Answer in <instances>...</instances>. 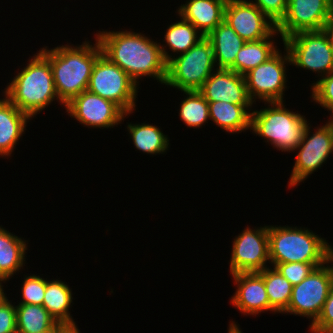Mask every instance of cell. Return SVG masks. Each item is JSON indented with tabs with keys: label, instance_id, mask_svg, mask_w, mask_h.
<instances>
[{
	"label": "cell",
	"instance_id": "cell-42",
	"mask_svg": "<svg viewBox=\"0 0 333 333\" xmlns=\"http://www.w3.org/2000/svg\"><path fill=\"white\" fill-rule=\"evenodd\" d=\"M327 1L329 3L330 7L333 9V0H327Z\"/></svg>",
	"mask_w": 333,
	"mask_h": 333
},
{
	"label": "cell",
	"instance_id": "cell-28",
	"mask_svg": "<svg viewBox=\"0 0 333 333\" xmlns=\"http://www.w3.org/2000/svg\"><path fill=\"white\" fill-rule=\"evenodd\" d=\"M180 18L181 21H177L168 26L164 35L166 45L171 51L176 52L177 54L180 53L179 55L187 52L205 37L193 24L184 20L182 17Z\"/></svg>",
	"mask_w": 333,
	"mask_h": 333
},
{
	"label": "cell",
	"instance_id": "cell-14",
	"mask_svg": "<svg viewBox=\"0 0 333 333\" xmlns=\"http://www.w3.org/2000/svg\"><path fill=\"white\" fill-rule=\"evenodd\" d=\"M332 13L327 0H288L286 13L276 29L282 40L299 32L322 30Z\"/></svg>",
	"mask_w": 333,
	"mask_h": 333
},
{
	"label": "cell",
	"instance_id": "cell-11",
	"mask_svg": "<svg viewBox=\"0 0 333 333\" xmlns=\"http://www.w3.org/2000/svg\"><path fill=\"white\" fill-rule=\"evenodd\" d=\"M309 133L310 126L308 124L300 144L295 149L299 151L289 179V187L293 188L307 179L310 174L324 164L333 152L330 118L325 125L318 127L313 134Z\"/></svg>",
	"mask_w": 333,
	"mask_h": 333
},
{
	"label": "cell",
	"instance_id": "cell-5",
	"mask_svg": "<svg viewBox=\"0 0 333 333\" xmlns=\"http://www.w3.org/2000/svg\"><path fill=\"white\" fill-rule=\"evenodd\" d=\"M251 113V129L279 151L292 152L300 144L308 122L305 116L285 108L283 102Z\"/></svg>",
	"mask_w": 333,
	"mask_h": 333
},
{
	"label": "cell",
	"instance_id": "cell-20",
	"mask_svg": "<svg viewBox=\"0 0 333 333\" xmlns=\"http://www.w3.org/2000/svg\"><path fill=\"white\" fill-rule=\"evenodd\" d=\"M206 38L212 45L217 69H230L237 53L246 42L224 20Z\"/></svg>",
	"mask_w": 333,
	"mask_h": 333
},
{
	"label": "cell",
	"instance_id": "cell-3",
	"mask_svg": "<svg viewBox=\"0 0 333 333\" xmlns=\"http://www.w3.org/2000/svg\"><path fill=\"white\" fill-rule=\"evenodd\" d=\"M37 54V55H36ZM29 59L3 93L20 111L31 118L59 100L49 60L39 51Z\"/></svg>",
	"mask_w": 333,
	"mask_h": 333
},
{
	"label": "cell",
	"instance_id": "cell-27",
	"mask_svg": "<svg viewBox=\"0 0 333 333\" xmlns=\"http://www.w3.org/2000/svg\"><path fill=\"white\" fill-rule=\"evenodd\" d=\"M127 129L131 134L134 146L137 150L147 154H163L168 150L169 139L167 135L151 124H128Z\"/></svg>",
	"mask_w": 333,
	"mask_h": 333
},
{
	"label": "cell",
	"instance_id": "cell-34",
	"mask_svg": "<svg viewBox=\"0 0 333 333\" xmlns=\"http://www.w3.org/2000/svg\"><path fill=\"white\" fill-rule=\"evenodd\" d=\"M288 0H255V4L276 25L282 20L287 10Z\"/></svg>",
	"mask_w": 333,
	"mask_h": 333
},
{
	"label": "cell",
	"instance_id": "cell-6",
	"mask_svg": "<svg viewBox=\"0 0 333 333\" xmlns=\"http://www.w3.org/2000/svg\"><path fill=\"white\" fill-rule=\"evenodd\" d=\"M173 57L167 63L165 85L179 91L199 90L215 71L213 48L206 37L187 52Z\"/></svg>",
	"mask_w": 333,
	"mask_h": 333
},
{
	"label": "cell",
	"instance_id": "cell-13",
	"mask_svg": "<svg viewBox=\"0 0 333 333\" xmlns=\"http://www.w3.org/2000/svg\"><path fill=\"white\" fill-rule=\"evenodd\" d=\"M66 112L84 126L113 128L133 112H124L113 101L102 98L88 90L73 98L65 105Z\"/></svg>",
	"mask_w": 333,
	"mask_h": 333
},
{
	"label": "cell",
	"instance_id": "cell-1",
	"mask_svg": "<svg viewBox=\"0 0 333 333\" xmlns=\"http://www.w3.org/2000/svg\"><path fill=\"white\" fill-rule=\"evenodd\" d=\"M96 38L102 54L124 70L137 85L142 76H153L165 84L167 63L173 57L157 41L131 31H100Z\"/></svg>",
	"mask_w": 333,
	"mask_h": 333
},
{
	"label": "cell",
	"instance_id": "cell-22",
	"mask_svg": "<svg viewBox=\"0 0 333 333\" xmlns=\"http://www.w3.org/2000/svg\"><path fill=\"white\" fill-rule=\"evenodd\" d=\"M72 290L61 280L47 281L43 306L49 314L62 326L77 327L70 315V305L73 302Z\"/></svg>",
	"mask_w": 333,
	"mask_h": 333
},
{
	"label": "cell",
	"instance_id": "cell-12",
	"mask_svg": "<svg viewBox=\"0 0 333 333\" xmlns=\"http://www.w3.org/2000/svg\"><path fill=\"white\" fill-rule=\"evenodd\" d=\"M269 258L268 226L246 227L233 241L230 274L260 272Z\"/></svg>",
	"mask_w": 333,
	"mask_h": 333
},
{
	"label": "cell",
	"instance_id": "cell-4",
	"mask_svg": "<svg viewBox=\"0 0 333 333\" xmlns=\"http://www.w3.org/2000/svg\"><path fill=\"white\" fill-rule=\"evenodd\" d=\"M309 229L289 226H268L269 258L277 263H327L333 257V248L324 238Z\"/></svg>",
	"mask_w": 333,
	"mask_h": 333
},
{
	"label": "cell",
	"instance_id": "cell-38",
	"mask_svg": "<svg viewBox=\"0 0 333 333\" xmlns=\"http://www.w3.org/2000/svg\"><path fill=\"white\" fill-rule=\"evenodd\" d=\"M5 281H7V280L0 279V304L7 299L6 293H4V290H3L4 288L2 285V282H5Z\"/></svg>",
	"mask_w": 333,
	"mask_h": 333
},
{
	"label": "cell",
	"instance_id": "cell-18",
	"mask_svg": "<svg viewBox=\"0 0 333 333\" xmlns=\"http://www.w3.org/2000/svg\"><path fill=\"white\" fill-rule=\"evenodd\" d=\"M227 0H189L178 8V15L207 36L224 20Z\"/></svg>",
	"mask_w": 333,
	"mask_h": 333
},
{
	"label": "cell",
	"instance_id": "cell-29",
	"mask_svg": "<svg viewBox=\"0 0 333 333\" xmlns=\"http://www.w3.org/2000/svg\"><path fill=\"white\" fill-rule=\"evenodd\" d=\"M182 92L187 97L180 104V119L187 127H201L206 121L210 120L208 101L198 90Z\"/></svg>",
	"mask_w": 333,
	"mask_h": 333
},
{
	"label": "cell",
	"instance_id": "cell-31",
	"mask_svg": "<svg viewBox=\"0 0 333 333\" xmlns=\"http://www.w3.org/2000/svg\"><path fill=\"white\" fill-rule=\"evenodd\" d=\"M326 263L289 262L277 263L274 268L280 272L293 286L301 283L315 267Z\"/></svg>",
	"mask_w": 333,
	"mask_h": 333
},
{
	"label": "cell",
	"instance_id": "cell-26",
	"mask_svg": "<svg viewBox=\"0 0 333 333\" xmlns=\"http://www.w3.org/2000/svg\"><path fill=\"white\" fill-rule=\"evenodd\" d=\"M257 273L264 279L270 311L283 313L290 303L293 285L274 267Z\"/></svg>",
	"mask_w": 333,
	"mask_h": 333
},
{
	"label": "cell",
	"instance_id": "cell-16",
	"mask_svg": "<svg viewBox=\"0 0 333 333\" xmlns=\"http://www.w3.org/2000/svg\"><path fill=\"white\" fill-rule=\"evenodd\" d=\"M215 70L198 90L208 102L223 101L236 105H253L243 75L230 69Z\"/></svg>",
	"mask_w": 333,
	"mask_h": 333
},
{
	"label": "cell",
	"instance_id": "cell-15",
	"mask_svg": "<svg viewBox=\"0 0 333 333\" xmlns=\"http://www.w3.org/2000/svg\"><path fill=\"white\" fill-rule=\"evenodd\" d=\"M224 21L245 41L262 40L277 30L276 24L250 0H227Z\"/></svg>",
	"mask_w": 333,
	"mask_h": 333
},
{
	"label": "cell",
	"instance_id": "cell-21",
	"mask_svg": "<svg viewBox=\"0 0 333 333\" xmlns=\"http://www.w3.org/2000/svg\"><path fill=\"white\" fill-rule=\"evenodd\" d=\"M208 106L210 120L226 132L234 134L251 129L252 112L250 111L252 105H236L223 101H215L208 102Z\"/></svg>",
	"mask_w": 333,
	"mask_h": 333
},
{
	"label": "cell",
	"instance_id": "cell-8",
	"mask_svg": "<svg viewBox=\"0 0 333 333\" xmlns=\"http://www.w3.org/2000/svg\"><path fill=\"white\" fill-rule=\"evenodd\" d=\"M291 64L320 74L333 72V46L327 32L303 31L283 39Z\"/></svg>",
	"mask_w": 333,
	"mask_h": 333
},
{
	"label": "cell",
	"instance_id": "cell-35",
	"mask_svg": "<svg viewBox=\"0 0 333 333\" xmlns=\"http://www.w3.org/2000/svg\"><path fill=\"white\" fill-rule=\"evenodd\" d=\"M0 333H17L16 306L8 299L0 304Z\"/></svg>",
	"mask_w": 333,
	"mask_h": 333
},
{
	"label": "cell",
	"instance_id": "cell-41",
	"mask_svg": "<svg viewBox=\"0 0 333 333\" xmlns=\"http://www.w3.org/2000/svg\"><path fill=\"white\" fill-rule=\"evenodd\" d=\"M330 131H331L332 145H333V116L330 118Z\"/></svg>",
	"mask_w": 333,
	"mask_h": 333
},
{
	"label": "cell",
	"instance_id": "cell-24",
	"mask_svg": "<svg viewBox=\"0 0 333 333\" xmlns=\"http://www.w3.org/2000/svg\"><path fill=\"white\" fill-rule=\"evenodd\" d=\"M278 34L280 33L276 30L271 36L262 40L246 41L237 53L234 65L230 70L245 75L251 69L266 62L279 50L271 41V38Z\"/></svg>",
	"mask_w": 333,
	"mask_h": 333
},
{
	"label": "cell",
	"instance_id": "cell-32",
	"mask_svg": "<svg viewBox=\"0 0 333 333\" xmlns=\"http://www.w3.org/2000/svg\"><path fill=\"white\" fill-rule=\"evenodd\" d=\"M312 85L313 101L329 110L333 116V72L321 77Z\"/></svg>",
	"mask_w": 333,
	"mask_h": 333
},
{
	"label": "cell",
	"instance_id": "cell-39",
	"mask_svg": "<svg viewBox=\"0 0 333 333\" xmlns=\"http://www.w3.org/2000/svg\"><path fill=\"white\" fill-rule=\"evenodd\" d=\"M62 333H80L78 327H67Z\"/></svg>",
	"mask_w": 333,
	"mask_h": 333
},
{
	"label": "cell",
	"instance_id": "cell-10",
	"mask_svg": "<svg viewBox=\"0 0 333 333\" xmlns=\"http://www.w3.org/2000/svg\"><path fill=\"white\" fill-rule=\"evenodd\" d=\"M284 50L286 51L284 55L278 50L266 62L243 75L249 97L253 102H256L257 98L265 104L266 102H284L283 95L287 87L285 64L291 65L289 53L285 47Z\"/></svg>",
	"mask_w": 333,
	"mask_h": 333
},
{
	"label": "cell",
	"instance_id": "cell-17",
	"mask_svg": "<svg viewBox=\"0 0 333 333\" xmlns=\"http://www.w3.org/2000/svg\"><path fill=\"white\" fill-rule=\"evenodd\" d=\"M237 289L231 304L244 314L257 315L270 311L264 279L257 272L231 274Z\"/></svg>",
	"mask_w": 333,
	"mask_h": 333
},
{
	"label": "cell",
	"instance_id": "cell-2",
	"mask_svg": "<svg viewBox=\"0 0 333 333\" xmlns=\"http://www.w3.org/2000/svg\"><path fill=\"white\" fill-rule=\"evenodd\" d=\"M95 44L88 41L82 45H62L39 51L49 60L55 89L62 105L88 89L90 76L97 58L102 54L98 39Z\"/></svg>",
	"mask_w": 333,
	"mask_h": 333
},
{
	"label": "cell",
	"instance_id": "cell-40",
	"mask_svg": "<svg viewBox=\"0 0 333 333\" xmlns=\"http://www.w3.org/2000/svg\"><path fill=\"white\" fill-rule=\"evenodd\" d=\"M67 327L60 325L54 332L52 333H62Z\"/></svg>",
	"mask_w": 333,
	"mask_h": 333
},
{
	"label": "cell",
	"instance_id": "cell-33",
	"mask_svg": "<svg viewBox=\"0 0 333 333\" xmlns=\"http://www.w3.org/2000/svg\"><path fill=\"white\" fill-rule=\"evenodd\" d=\"M312 333H333V285L317 320L310 325Z\"/></svg>",
	"mask_w": 333,
	"mask_h": 333
},
{
	"label": "cell",
	"instance_id": "cell-30",
	"mask_svg": "<svg viewBox=\"0 0 333 333\" xmlns=\"http://www.w3.org/2000/svg\"><path fill=\"white\" fill-rule=\"evenodd\" d=\"M22 300L20 303L32 304V305H42L45 289L46 280L39 275L25 276L22 284Z\"/></svg>",
	"mask_w": 333,
	"mask_h": 333
},
{
	"label": "cell",
	"instance_id": "cell-23",
	"mask_svg": "<svg viewBox=\"0 0 333 333\" xmlns=\"http://www.w3.org/2000/svg\"><path fill=\"white\" fill-rule=\"evenodd\" d=\"M26 240L0 226V279L9 280L25 266Z\"/></svg>",
	"mask_w": 333,
	"mask_h": 333
},
{
	"label": "cell",
	"instance_id": "cell-37",
	"mask_svg": "<svg viewBox=\"0 0 333 333\" xmlns=\"http://www.w3.org/2000/svg\"><path fill=\"white\" fill-rule=\"evenodd\" d=\"M228 333H242V332L239 328V325H237L234 321H232V323L229 324Z\"/></svg>",
	"mask_w": 333,
	"mask_h": 333
},
{
	"label": "cell",
	"instance_id": "cell-25",
	"mask_svg": "<svg viewBox=\"0 0 333 333\" xmlns=\"http://www.w3.org/2000/svg\"><path fill=\"white\" fill-rule=\"evenodd\" d=\"M59 326L43 305L19 303L16 306L17 333H52Z\"/></svg>",
	"mask_w": 333,
	"mask_h": 333
},
{
	"label": "cell",
	"instance_id": "cell-19",
	"mask_svg": "<svg viewBox=\"0 0 333 333\" xmlns=\"http://www.w3.org/2000/svg\"><path fill=\"white\" fill-rule=\"evenodd\" d=\"M32 119L20 111L6 96L0 99V156H10Z\"/></svg>",
	"mask_w": 333,
	"mask_h": 333
},
{
	"label": "cell",
	"instance_id": "cell-7",
	"mask_svg": "<svg viewBox=\"0 0 333 333\" xmlns=\"http://www.w3.org/2000/svg\"><path fill=\"white\" fill-rule=\"evenodd\" d=\"M137 84L118 65L101 54L92 69L88 91L113 101L125 113L136 106Z\"/></svg>",
	"mask_w": 333,
	"mask_h": 333
},
{
	"label": "cell",
	"instance_id": "cell-9",
	"mask_svg": "<svg viewBox=\"0 0 333 333\" xmlns=\"http://www.w3.org/2000/svg\"><path fill=\"white\" fill-rule=\"evenodd\" d=\"M332 262L333 257L327 261V265L315 267L301 283L293 286L284 314L305 316L311 319L310 325L317 320L333 285V264L328 265Z\"/></svg>",
	"mask_w": 333,
	"mask_h": 333
},
{
	"label": "cell",
	"instance_id": "cell-36",
	"mask_svg": "<svg viewBox=\"0 0 333 333\" xmlns=\"http://www.w3.org/2000/svg\"><path fill=\"white\" fill-rule=\"evenodd\" d=\"M324 30L327 32L329 35V38L331 40L332 46H333V13L329 20L327 21Z\"/></svg>",
	"mask_w": 333,
	"mask_h": 333
}]
</instances>
